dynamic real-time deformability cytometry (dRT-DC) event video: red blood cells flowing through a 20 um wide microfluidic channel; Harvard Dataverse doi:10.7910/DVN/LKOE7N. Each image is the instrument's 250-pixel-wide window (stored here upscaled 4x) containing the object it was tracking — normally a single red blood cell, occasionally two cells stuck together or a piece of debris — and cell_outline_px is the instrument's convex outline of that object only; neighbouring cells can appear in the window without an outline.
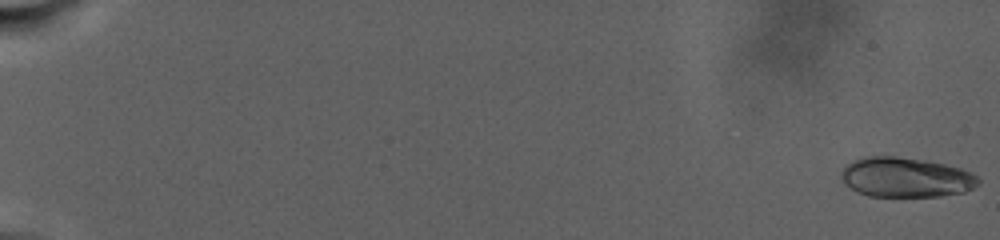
{"species": "human", "species_latin": "Homo sapiens", "temperature_condition": "warm", "stored_images_in_passage": 56, "camera_frame_rate_fps": 3000, "um_per_image_px": 0.085, "donor": {"sex": "male"}, "frame": {"image": 1, "passage_image": 1, "time_ms": 0.0, "image_size_px": [1000, 240], "cell_outline_px": [[980, 184], [964, 192], [940, 196], [868, 196], [856, 192], [844, 184], [840, 176], [844, 168], [852, 160], [864, 156], [896, 156], [924, 160], [944, 164], [960, 168], [976, 176], [980, 180]], "centroid_in_image_um": [76.96, 15.07], "position_along_channel_um": 8.0, "area_um2": 31.85}}
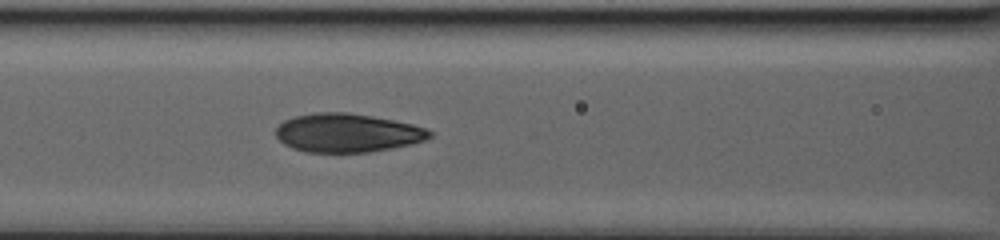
{"frame": {"image": 2, "passage_image": 32, "time_ms": 14.667, "image_size_px": [1000, 240], "cell_outline_px": [[432, 136], [424, 140], [412, 144], [392, 148], [368, 152], [304, 152], [292, 148], [284, 144], [276, 136], [276, 128], [284, 120], [296, 116], [316, 112], [348, 112], [372, 116], [412, 124], [424, 128], [432, 132]], "centroid_in_image_um": [29.5, 11.29], "position_along_channel_um": 137.1, "area_um2": 34.56}}
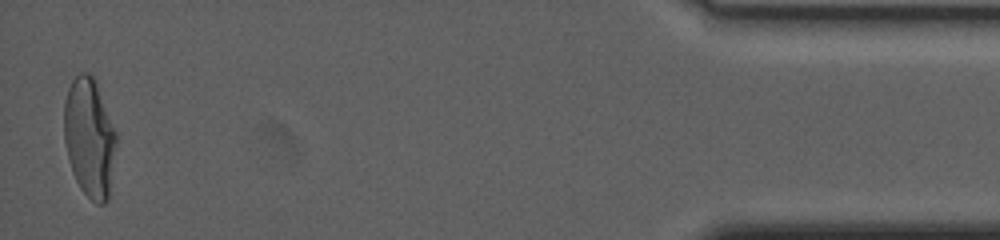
{"frame": {"image": 3, "passage_image": 56, "time_ms": 29.667, "image_size_px": [1000, 240], "cell_outline_px": [[116, 144], [108, 200], [104, 204], [96, 204], [80, 188], [72, 172], [68, 160], [64, 140], [64, 100], [68, 88], [72, 80], [80, 72], [88, 72], [96, 80], [116, 132]], "centroid_in_image_um": [7.59, 11.68], "position_along_channel_um": 427.6, "area_um2": 36.36}, "authors_computed_cell_mechanics": {"area_um2": 34.1598, "velocity_mm_per_s": 2.4177, "shape_relaxation_time_tau1_ms": 10.004, "shape_relaxation_time_tau2_ms": null, "deformation_change_tau1": 0.2703, "deformation_change_tau2": null}}